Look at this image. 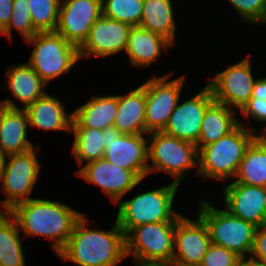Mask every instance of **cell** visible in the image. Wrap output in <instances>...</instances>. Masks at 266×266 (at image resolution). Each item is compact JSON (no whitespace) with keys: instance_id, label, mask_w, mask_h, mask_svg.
<instances>
[{"instance_id":"cell-1","label":"cell","mask_w":266,"mask_h":266,"mask_svg":"<svg viewBox=\"0 0 266 266\" xmlns=\"http://www.w3.org/2000/svg\"><path fill=\"white\" fill-rule=\"evenodd\" d=\"M88 222L85 214L76 221L57 256L78 266H117L126 258V241L116 219L109 231L90 229Z\"/></svg>"},{"instance_id":"cell-2","label":"cell","mask_w":266,"mask_h":266,"mask_svg":"<svg viewBox=\"0 0 266 266\" xmlns=\"http://www.w3.org/2000/svg\"><path fill=\"white\" fill-rule=\"evenodd\" d=\"M9 214L17 221L25 237L49 238L57 255L66 245L82 212L59 201L31 198L16 204Z\"/></svg>"},{"instance_id":"cell-3","label":"cell","mask_w":266,"mask_h":266,"mask_svg":"<svg viewBox=\"0 0 266 266\" xmlns=\"http://www.w3.org/2000/svg\"><path fill=\"white\" fill-rule=\"evenodd\" d=\"M256 131L239 123L224 137L203 146L198 151L195 174L203 179H234L247 148L256 139Z\"/></svg>"},{"instance_id":"cell-4","label":"cell","mask_w":266,"mask_h":266,"mask_svg":"<svg viewBox=\"0 0 266 266\" xmlns=\"http://www.w3.org/2000/svg\"><path fill=\"white\" fill-rule=\"evenodd\" d=\"M179 185L171 182L158 189L141 192L130 200H120L116 205V221L125 236L135 227L162 221H178L183 214L173 210Z\"/></svg>"},{"instance_id":"cell-5","label":"cell","mask_w":266,"mask_h":266,"mask_svg":"<svg viewBox=\"0 0 266 266\" xmlns=\"http://www.w3.org/2000/svg\"><path fill=\"white\" fill-rule=\"evenodd\" d=\"M147 135L148 175L163 172L174 177L172 182L180 185L186 173L198 167L196 144L178 139L163 131H153Z\"/></svg>"},{"instance_id":"cell-6","label":"cell","mask_w":266,"mask_h":266,"mask_svg":"<svg viewBox=\"0 0 266 266\" xmlns=\"http://www.w3.org/2000/svg\"><path fill=\"white\" fill-rule=\"evenodd\" d=\"M26 42L35 46L27 63L46 84L80 60L78 47L56 32H38Z\"/></svg>"},{"instance_id":"cell-7","label":"cell","mask_w":266,"mask_h":266,"mask_svg":"<svg viewBox=\"0 0 266 266\" xmlns=\"http://www.w3.org/2000/svg\"><path fill=\"white\" fill-rule=\"evenodd\" d=\"M197 214L206 224L211 243L225 247L240 257L250 256L256 226L233 216L226 209H217L208 200H200Z\"/></svg>"},{"instance_id":"cell-8","label":"cell","mask_w":266,"mask_h":266,"mask_svg":"<svg viewBox=\"0 0 266 266\" xmlns=\"http://www.w3.org/2000/svg\"><path fill=\"white\" fill-rule=\"evenodd\" d=\"M37 151L34 147L5 157L0 181L6 199L0 200V208L10 211L16 204L31 199L29 196L37 183L41 167Z\"/></svg>"},{"instance_id":"cell-9","label":"cell","mask_w":266,"mask_h":266,"mask_svg":"<svg viewBox=\"0 0 266 266\" xmlns=\"http://www.w3.org/2000/svg\"><path fill=\"white\" fill-rule=\"evenodd\" d=\"M177 221L148 223L133 228L126 236V257L134 260L172 262Z\"/></svg>"},{"instance_id":"cell-10","label":"cell","mask_w":266,"mask_h":266,"mask_svg":"<svg viewBox=\"0 0 266 266\" xmlns=\"http://www.w3.org/2000/svg\"><path fill=\"white\" fill-rule=\"evenodd\" d=\"M144 134L148 133L122 134L114 126L103 129V158L133 171L143 181L148 175V135Z\"/></svg>"},{"instance_id":"cell-11","label":"cell","mask_w":266,"mask_h":266,"mask_svg":"<svg viewBox=\"0 0 266 266\" xmlns=\"http://www.w3.org/2000/svg\"><path fill=\"white\" fill-rule=\"evenodd\" d=\"M214 75L207 84L214 101L240 111L252 97L253 86L258 79L253 76L249 55Z\"/></svg>"},{"instance_id":"cell-12","label":"cell","mask_w":266,"mask_h":266,"mask_svg":"<svg viewBox=\"0 0 266 266\" xmlns=\"http://www.w3.org/2000/svg\"><path fill=\"white\" fill-rule=\"evenodd\" d=\"M171 74L146 81V131H162L181 97L185 76L170 80ZM169 79V80H168Z\"/></svg>"},{"instance_id":"cell-13","label":"cell","mask_w":266,"mask_h":266,"mask_svg":"<svg viewBox=\"0 0 266 266\" xmlns=\"http://www.w3.org/2000/svg\"><path fill=\"white\" fill-rule=\"evenodd\" d=\"M102 16V0H61L56 33L80 47Z\"/></svg>"},{"instance_id":"cell-14","label":"cell","mask_w":266,"mask_h":266,"mask_svg":"<svg viewBox=\"0 0 266 266\" xmlns=\"http://www.w3.org/2000/svg\"><path fill=\"white\" fill-rule=\"evenodd\" d=\"M75 175L89 184L100 187L114 204L142 182L133 171L112 164L104 158L86 163L75 171Z\"/></svg>"},{"instance_id":"cell-15","label":"cell","mask_w":266,"mask_h":266,"mask_svg":"<svg viewBox=\"0 0 266 266\" xmlns=\"http://www.w3.org/2000/svg\"><path fill=\"white\" fill-rule=\"evenodd\" d=\"M210 245L204 221L198 215L193 220L182 216L175 225L172 263L175 266H199Z\"/></svg>"},{"instance_id":"cell-16","label":"cell","mask_w":266,"mask_h":266,"mask_svg":"<svg viewBox=\"0 0 266 266\" xmlns=\"http://www.w3.org/2000/svg\"><path fill=\"white\" fill-rule=\"evenodd\" d=\"M180 101L179 99L162 131L178 139L197 144L205 110L214 101V97L206 84L204 89L195 96L181 104H179Z\"/></svg>"},{"instance_id":"cell-17","label":"cell","mask_w":266,"mask_h":266,"mask_svg":"<svg viewBox=\"0 0 266 266\" xmlns=\"http://www.w3.org/2000/svg\"><path fill=\"white\" fill-rule=\"evenodd\" d=\"M131 25L101 16L91 27L87 39L78 48L83 58L108 57L125 52Z\"/></svg>"},{"instance_id":"cell-18","label":"cell","mask_w":266,"mask_h":266,"mask_svg":"<svg viewBox=\"0 0 266 266\" xmlns=\"http://www.w3.org/2000/svg\"><path fill=\"white\" fill-rule=\"evenodd\" d=\"M223 191V206L230 214L256 227L265 224L266 187L245 185L232 181L224 187Z\"/></svg>"},{"instance_id":"cell-19","label":"cell","mask_w":266,"mask_h":266,"mask_svg":"<svg viewBox=\"0 0 266 266\" xmlns=\"http://www.w3.org/2000/svg\"><path fill=\"white\" fill-rule=\"evenodd\" d=\"M28 115L13 100L0 101V150L5 156L28 151L35 146L27 138Z\"/></svg>"},{"instance_id":"cell-20","label":"cell","mask_w":266,"mask_h":266,"mask_svg":"<svg viewBox=\"0 0 266 266\" xmlns=\"http://www.w3.org/2000/svg\"><path fill=\"white\" fill-rule=\"evenodd\" d=\"M47 91L34 103L28 105L25 110L28 115L29 126L44 131L71 132L72 112L65 111V105Z\"/></svg>"},{"instance_id":"cell-21","label":"cell","mask_w":266,"mask_h":266,"mask_svg":"<svg viewBox=\"0 0 266 266\" xmlns=\"http://www.w3.org/2000/svg\"><path fill=\"white\" fill-rule=\"evenodd\" d=\"M146 82L126 95H118L114 127L122 134L148 133L145 128Z\"/></svg>"},{"instance_id":"cell-22","label":"cell","mask_w":266,"mask_h":266,"mask_svg":"<svg viewBox=\"0 0 266 266\" xmlns=\"http://www.w3.org/2000/svg\"><path fill=\"white\" fill-rule=\"evenodd\" d=\"M173 46L164 37L139 26H133L129 32V38L125 54L135 67H149L162 54V50H168Z\"/></svg>"},{"instance_id":"cell-23","label":"cell","mask_w":266,"mask_h":266,"mask_svg":"<svg viewBox=\"0 0 266 266\" xmlns=\"http://www.w3.org/2000/svg\"><path fill=\"white\" fill-rule=\"evenodd\" d=\"M118 95L94 96L72 112L71 127L103 130L114 125Z\"/></svg>"},{"instance_id":"cell-24","label":"cell","mask_w":266,"mask_h":266,"mask_svg":"<svg viewBox=\"0 0 266 266\" xmlns=\"http://www.w3.org/2000/svg\"><path fill=\"white\" fill-rule=\"evenodd\" d=\"M7 69L4 73L7 80L5 87L24 104L22 108L25 109L46 93L44 88L47 84L28 63L11 65Z\"/></svg>"},{"instance_id":"cell-25","label":"cell","mask_w":266,"mask_h":266,"mask_svg":"<svg viewBox=\"0 0 266 266\" xmlns=\"http://www.w3.org/2000/svg\"><path fill=\"white\" fill-rule=\"evenodd\" d=\"M235 110L225 104L213 101L205 110L196 144L198 151L205 145L216 142L231 132L240 122Z\"/></svg>"},{"instance_id":"cell-26","label":"cell","mask_w":266,"mask_h":266,"mask_svg":"<svg viewBox=\"0 0 266 266\" xmlns=\"http://www.w3.org/2000/svg\"><path fill=\"white\" fill-rule=\"evenodd\" d=\"M172 0H144L139 27L167 39L173 46L177 29Z\"/></svg>"},{"instance_id":"cell-27","label":"cell","mask_w":266,"mask_h":266,"mask_svg":"<svg viewBox=\"0 0 266 266\" xmlns=\"http://www.w3.org/2000/svg\"><path fill=\"white\" fill-rule=\"evenodd\" d=\"M233 182L266 187V148L255 139L247 148Z\"/></svg>"},{"instance_id":"cell-28","label":"cell","mask_w":266,"mask_h":266,"mask_svg":"<svg viewBox=\"0 0 266 266\" xmlns=\"http://www.w3.org/2000/svg\"><path fill=\"white\" fill-rule=\"evenodd\" d=\"M17 221L8 213L0 221V264L2 266H26Z\"/></svg>"},{"instance_id":"cell-29","label":"cell","mask_w":266,"mask_h":266,"mask_svg":"<svg viewBox=\"0 0 266 266\" xmlns=\"http://www.w3.org/2000/svg\"><path fill=\"white\" fill-rule=\"evenodd\" d=\"M73 134L72 156L82 166L83 163L102 159L105 147L102 140L103 130L85 127H71Z\"/></svg>"},{"instance_id":"cell-30","label":"cell","mask_w":266,"mask_h":266,"mask_svg":"<svg viewBox=\"0 0 266 266\" xmlns=\"http://www.w3.org/2000/svg\"><path fill=\"white\" fill-rule=\"evenodd\" d=\"M144 0H102V15L127 23L139 26Z\"/></svg>"},{"instance_id":"cell-31","label":"cell","mask_w":266,"mask_h":266,"mask_svg":"<svg viewBox=\"0 0 266 266\" xmlns=\"http://www.w3.org/2000/svg\"><path fill=\"white\" fill-rule=\"evenodd\" d=\"M61 0H28L34 28L38 32H55Z\"/></svg>"},{"instance_id":"cell-32","label":"cell","mask_w":266,"mask_h":266,"mask_svg":"<svg viewBox=\"0 0 266 266\" xmlns=\"http://www.w3.org/2000/svg\"><path fill=\"white\" fill-rule=\"evenodd\" d=\"M11 19L8 26L0 33L12 39V29H17L24 40L32 38L38 31L34 28L28 0H13Z\"/></svg>"},{"instance_id":"cell-33","label":"cell","mask_w":266,"mask_h":266,"mask_svg":"<svg viewBox=\"0 0 266 266\" xmlns=\"http://www.w3.org/2000/svg\"><path fill=\"white\" fill-rule=\"evenodd\" d=\"M244 23H262L266 10V0H227Z\"/></svg>"},{"instance_id":"cell-34","label":"cell","mask_w":266,"mask_h":266,"mask_svg":"<svg viewBox=\"0 0 266 266\" xmlns=\"http://www.w3.org/2000/svg\"><path fill=\"white\" fill-rule=\"evenodd\" d=\"M240 258L237 253L211 243L199 266H237Z\"/></svg>"},{"instance_id":"cell-35","label":"cell","mask_w":266,"mask_h":266,"mask_svg":"<svg viewBox=\"0 0 266 266\" xmlns=\"http://www.w3.org/2000/svg\"><path fill=\"white\" fill-rule=\"evenodd\" d=\"M245 118H251L266 124V100L250 98L249 101L239 111Z\"/></svg>"},{"instance_id":"cell-36","label":"cell","mask_w":266,"mask_h":266,"mask_svg":"<svg viewBox=\"0 0 266 266\" xmlns=\"http://www.w3.org/2000/svg\"><path fill=\"white\" fill-rule=\"evenodd\" d=\"M250 257L266 262V225H261L256 228L253 248Z\"/></svg>"},{"instance_id":"cell-37","label":"cell","mask_w":266,"mask_h":266,"mask_svg":"<svg viewBox=\"0 0 266 266\" xmlns=\"http://www.w3.org/2000/svg\"><path fill=\"white\" fill-rule=\"evenodd\" d=\"M13 0H0V33L8 26L11 14Z\"/></svg>"},{"instance_id":"cell-38","label":"cell","mask_w":266,"mask_h":266,"mask_svg":"<svg viewBox=\"0 0 266 266\" xmlns=\"http://www.w3.org/2000/svg\"><path fill=\"white\" fill-rule=\"evenodd\" d=\"M251 98L266 100V77L258 78L255 81Z\"/></svg>"},{"instance_id":"cell-39","label":"cell","mask_w":266,"mask_h":266,"mask_svg":"<svg viewBox=\"0 0 266 266\" xmlns=\"http://www.w3.org/2000/svg\"><path fill=\"white\" fill-rule=\"evenodd\" d=\"M237 266H266V262L258 261L248 256L241 257Z\"/></svg>"},{"instance_id":"cell-40","label":"cell","mask_w":266,"mask_h":266,"mask_svg":"<svg viewBox=\"0 0 266 266\" xmlns=\"http://www.w3.org/2000/svg\"><path fill=\"white\" fill-rule=\"evenodd\" d=\"M135 266H175L172 262L134 260Z\"/></svg>"},{"instance_id":"cell-41","label":"cell","mask_w":266,"mask_h":266,"mask_svg":"<svg viewBox=\"0 0 266 266\" xmlns=\"http://www.w3.org/2000/svg\"><path fill=\"white\" fill-rule=\"evenodd\" d=\"M261 134H256V139L266 148V128L260 130Z\"/></svg>"},{"instance_id":"cell-42","label":"cell","mask_w":266,"mask_h":266,"mask_svg":"<svg viewBox=\"0 0 266 266\" xmlns=\"http://www.w3.org/2000/svg\"><path fill=\"white\" fill-rule=\"evenodd\" d=\"M5 155L3 154V152L0 150V171L3 168L4 165V161H5Z\"/></svg>"},{"instance_id":"cell-43","label":"cell","mask_w":266,"mask_h":266,"mask_svg":"<svg viewBox=\"0 0 266 266\" xmlns=\"http://www.w3.org/2000/svg\"><path fill=\"white\" fill-rule=\"evenodd\" d=\"M0 221L9 213L7 210L0 208Z\"/></svg>"},{"instance_id":"cell-44","label":"cell","mask_w":266,"mask_h":266,"mask_svg":"<svg viewBox=\"0 0 266 266\" xmlns=\"http://www.w3.org/2000/svg\"><path fill=\"white\" fill-rule=\"evenodd\" d=\"M263 24H266V10H265V13H264V18H263Z\"/></svg>"}]
</instances>
